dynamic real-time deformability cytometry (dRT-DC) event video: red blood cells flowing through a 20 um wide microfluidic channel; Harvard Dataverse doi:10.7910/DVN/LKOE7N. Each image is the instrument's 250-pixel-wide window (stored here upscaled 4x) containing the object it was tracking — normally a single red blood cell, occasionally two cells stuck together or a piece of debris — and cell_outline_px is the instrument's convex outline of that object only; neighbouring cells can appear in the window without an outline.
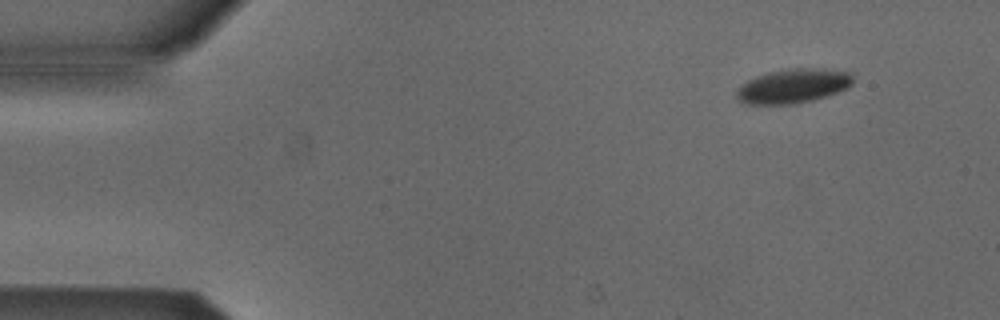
{"species": "Egyptian fruit bat (a non-hibernating species)", "species_latin": "Rousettus aegyptiacus", "temperature_condition": "cold", "stored_images_in_passage": 12, "camera_frame_rate_fps": 3000, "um_per_image_px": 0.085, "animal": {"sex": "male"}, "frame": {"image": 1, "passage_image": 1, "time_ms": 0.0, "image_size_px": [1000, 320], "cell_outline_px": [[852, 84], [836, 92], [812, 100], [792, 104], [748, 104], [740, 100], [736, 96], [736, 88], [740, 84], [756, 76], [768, 72], [788, 68], [808, 68], [848, 72], [852, 76]], "centroid_in_image_um": [67.33, 7.31], "position_along_channel_um": 17.7, "area_um2": 22.89}}
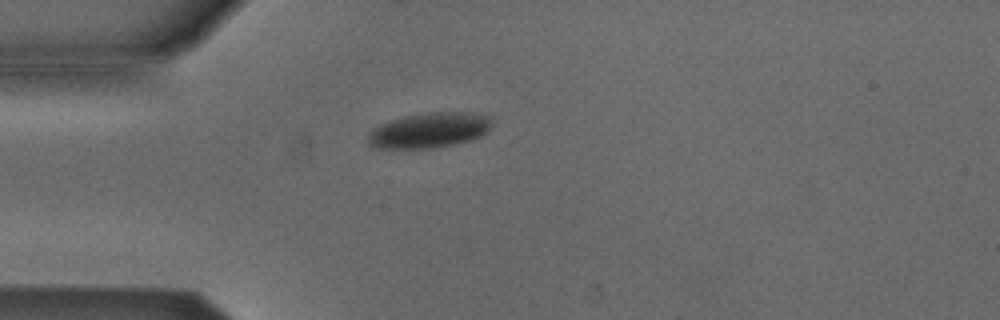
{"frame": {"image": 2, "passage_image": 10, "time_ms": 3.0, "image_size_px": [1000, 320], "cell_outline_px": [[492, 124], [488, 132], [472, 140], [456, 144], [432, 148], [372, 148], [368, 144], [368, 132], [372, 128], [380, 124], [404, 116], [428, 112], [468, 112], [492, 116]], "centroid_in_image_um": [36.5, 11.07], "position_along_channel_um": 48.5, "area_um2": 25.78}}